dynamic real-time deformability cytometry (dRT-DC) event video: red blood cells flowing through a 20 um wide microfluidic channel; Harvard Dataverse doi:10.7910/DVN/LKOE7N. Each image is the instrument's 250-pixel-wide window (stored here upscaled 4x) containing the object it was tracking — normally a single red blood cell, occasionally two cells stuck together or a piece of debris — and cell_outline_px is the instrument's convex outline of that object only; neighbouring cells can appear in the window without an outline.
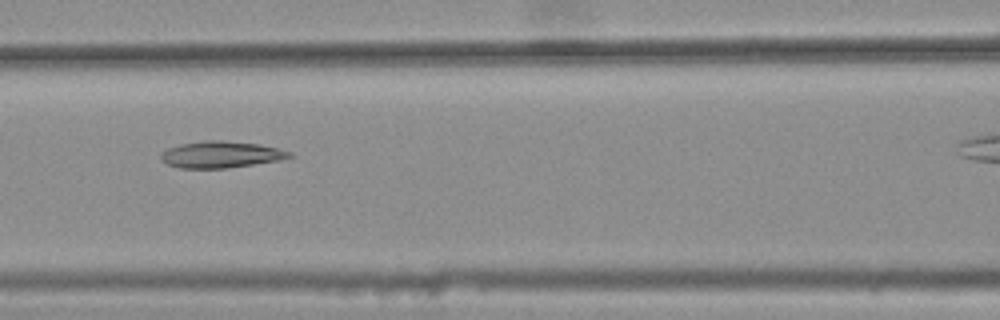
{"species": "common noctule bat (a hibernating species)", "species_latin": "Nyctalus noctula", "temperature_condition": "warm", "stored_images_in_passage": 18, "camera_frame_rate_fps": 3000, "um_per_image_px": 0.085, "animal": {"sex": "female", "body_mass_g": 25.1}, "frame": {"image": 1, "passage_image": 16, "time_ms": 5.0, "image_size_px": [1000, 320], "cell_outline_px": [[292, 156], [280, 160], [224, 168], [180, 168], [168, 164], [160, 156], [160, 152], [168, 148], [180, 144], [204, 140], [224, 140], [260, 144], [292, 152]], "centroid_in_image_um": [18.76, 13.12], "position_along_channel_um": 147.8, "area_um2": 19.77}}